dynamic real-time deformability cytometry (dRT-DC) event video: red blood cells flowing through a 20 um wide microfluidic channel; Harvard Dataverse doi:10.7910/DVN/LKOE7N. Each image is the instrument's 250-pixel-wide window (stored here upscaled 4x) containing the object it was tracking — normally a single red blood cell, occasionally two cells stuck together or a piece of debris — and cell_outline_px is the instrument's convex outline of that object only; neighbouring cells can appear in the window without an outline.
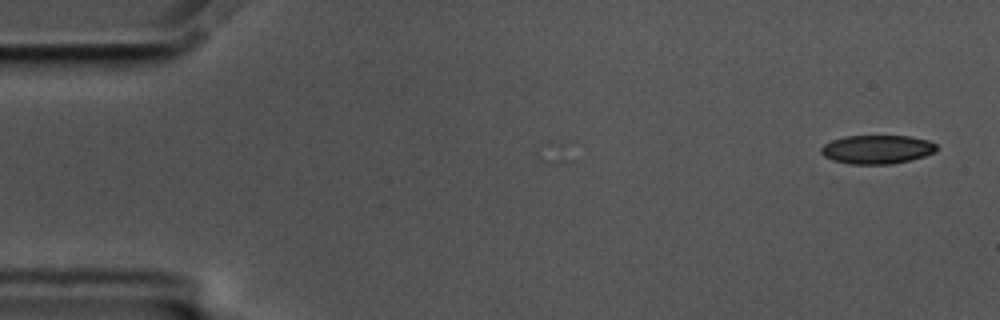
{"species": "common noctule bat (a hibernating species)", "species_latin": "Nyctalus noctula", "temperature_condition": "cold", "stored_images_in_passage": 58, "camera_frame_rate_fps": 3000, "um_per_image_px": 0.085, "animal": {"sex": "male", "body_mass_g": 17.5, "forearm_length_mm": 52.3}, "frame": {"image": 1, "passage_image": 1, "time_ms": 0.0, "image_size_px": [1000, 320], "cell_outline_px": [[936, 152], [912, 160], [892, 164], [848, 164], [832, 160], [824, 156], [820, 152], [820, 148], [824, 144], [832, 140], [844, 136], [908, 136], [928, 140], [936, 144]], "centroid_in_image_um": [74.53, 12.7], "position_along_channel_um": 10.5, "area_um2": 19.48}}
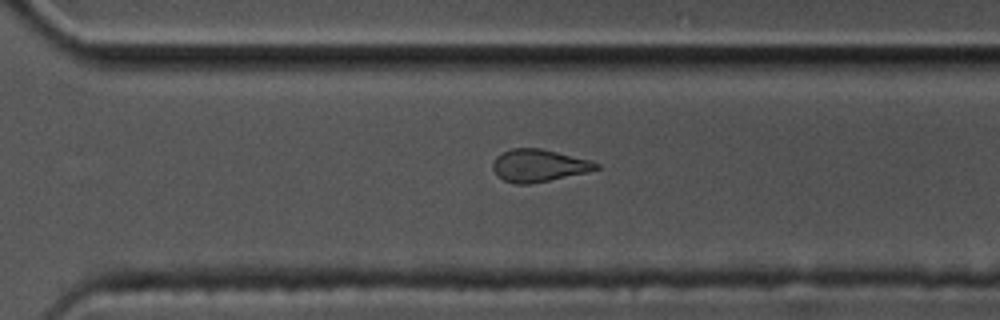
{"frame": {"image": 2, "passage_image": 39, "time_ms": 12.667, "image_size_px": [1000, 320], "cell_outline_px": [[600, 168], [584, 172], [548, 180], [528, 184], [516, 184], [504, 180], [492, 168], [492, 164], [496, 156], [512, 148], [540, 148], [588, 160], [600, 164]], "centroid_in_image_um": [45.75, 14.06], "position_along_channel_um": 324.8, "area_um2": 18.96}}
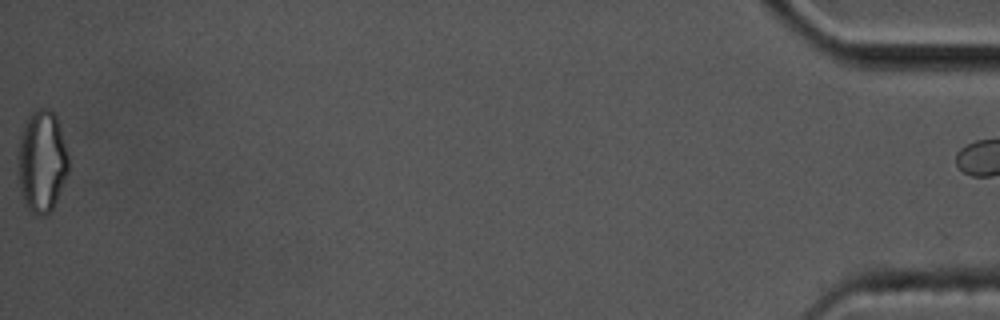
{"frame": {"image": 3, "passage_image": 57, "time_ms": 18.667, "image_size_px": [1000, 320], "cell_outline_px": [[68, 172], [56, 200], [48, 216], [36, 216], [28, 208], [24, 200], [20, 188], [20, 136], [24, 124], [28, 116], [32, 112], [40, 108], [48, 108], [56, 112], [68, 156]], "centroid_in_image_um": [3.59, 13.69], "position_along_channel_um": 431.6, "area_um2": 29.54}}